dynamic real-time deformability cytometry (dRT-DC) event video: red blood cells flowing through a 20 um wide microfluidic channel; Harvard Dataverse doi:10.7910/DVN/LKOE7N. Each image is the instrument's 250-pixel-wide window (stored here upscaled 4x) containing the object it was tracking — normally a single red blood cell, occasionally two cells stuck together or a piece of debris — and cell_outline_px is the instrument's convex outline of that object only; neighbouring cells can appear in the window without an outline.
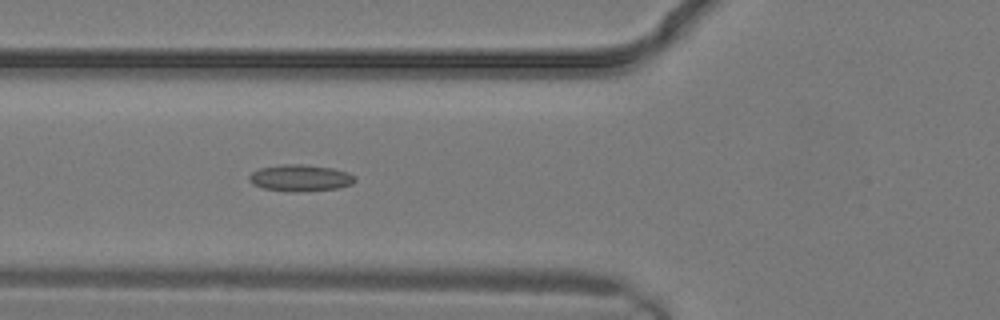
{"species": "common noctule bat (a hibernating species)", "species_latin": "Nyctalus noctula", "temperature_condition": "warm", "stored_images_in_passage": 11, "camera_frame_rate_fps": 3000, "um_per_image_px": 0.085, "animal": {"sex": "male", "body_mass_g": 19.2, "forearm_length_mm": 51.8}, "frame": {"image": 1, "passage_image": 11, "time_ms": 3.333, "image_size_px": [1000, 320], "cell_outline_px": [[356, 180], [352, 184], [336, 188], [296, 192], [288, 192], [264, 188], [252, 184], [248, 180], [248, 176], [252, 172], [260, 168], [280, 164], [304, 164], [332, 168], [348, 172], [356, 176]], "centroid_in_image_um": [25.51, 15.12], "position_along_channel_um": 100.3, "area_um2": 16.53}}